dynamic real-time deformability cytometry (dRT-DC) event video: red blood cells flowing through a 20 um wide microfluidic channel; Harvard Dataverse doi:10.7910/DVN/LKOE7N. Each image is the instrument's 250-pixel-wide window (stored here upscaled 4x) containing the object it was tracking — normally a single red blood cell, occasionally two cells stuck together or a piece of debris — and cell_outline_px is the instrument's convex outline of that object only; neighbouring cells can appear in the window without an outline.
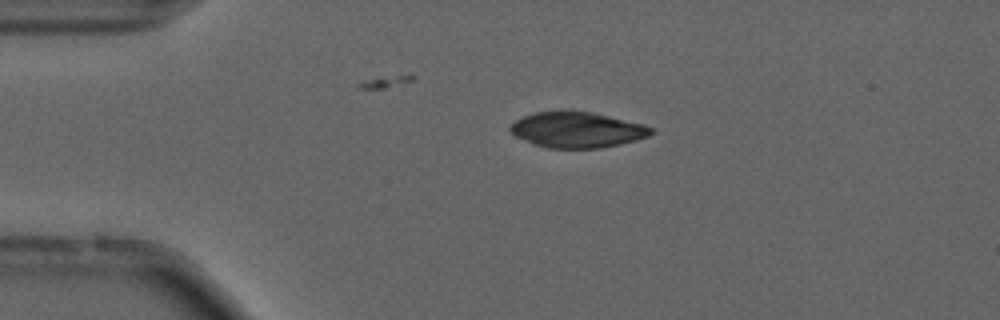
{"species": "common noctule bat (a hibernating species)", "species_latin": "Nyctalus noctula", "temperature_condition": "cold", "stored_images_in_passage": 44, "camera_frame_rate_fps": 3000, "um_per_image_px": 0.085, "animal": {"sex": "male", "forearm_length_mm": 52.5}, "frame": {"image": 1, "passage_image": 1, "time_ms": 0.0, "image_size_px": [1000, 320], "cell_outline_px": [[656, 132], [648, 136], [636, 140], [620, 144], [600, 148], [548, 148], [532, 144], [516, 136], [508, 128], [516, 120], [524, 116], [536, 112], [564, 108], [592, 112], [644, 124], [656, 128]], "centroid_in_image_um": [49.08, 11.01], "position_along_channel_um": 35.9, "area_um2": 29.88}}